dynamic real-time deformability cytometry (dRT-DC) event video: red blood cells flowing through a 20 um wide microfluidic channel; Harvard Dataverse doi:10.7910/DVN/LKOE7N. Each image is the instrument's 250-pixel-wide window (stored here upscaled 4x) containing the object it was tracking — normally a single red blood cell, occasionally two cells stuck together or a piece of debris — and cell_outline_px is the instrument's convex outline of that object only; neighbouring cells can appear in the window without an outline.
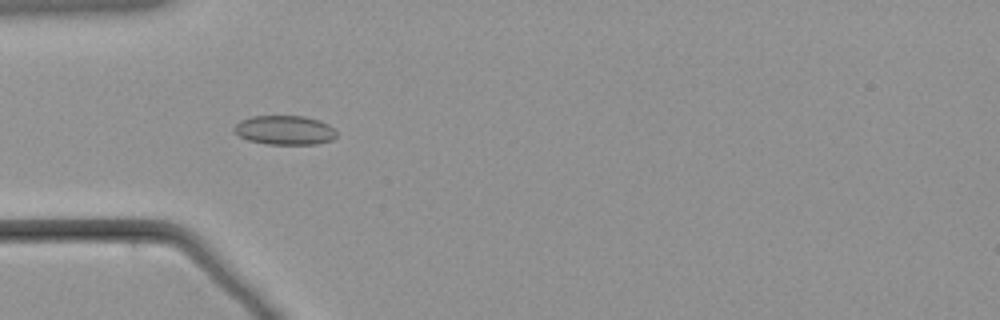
{"species": "common noctule bat (a hibernating species)", "species_latin": "Nyctalus noctula", "temperature_condition": "warm", "stored_images_in_passage": 46, "camera_frame_rate_fps": 3000, "um_per_image_px": 0.085, "animal": {"sex": "male", "body_mass_g": 21.5, "forearm_length_mm": 52.0}, "frame": {"image": 1, "passage_image": 5, "time_ms": 1.333, "image_size_px": [1000, 320], "cell_outline_px": [[336, 136], [332, 140], [316, 144], [268, 144], [248, 140], [240, 136], [232, 128], [240, 120], [252, 116], [304, 116], [320, 120], [328, 124], [336, 132]], "centroid_in_image_um": [24.2, 11.06], "position_along_channel_um": 60.8, "area_um2": 17.4}}
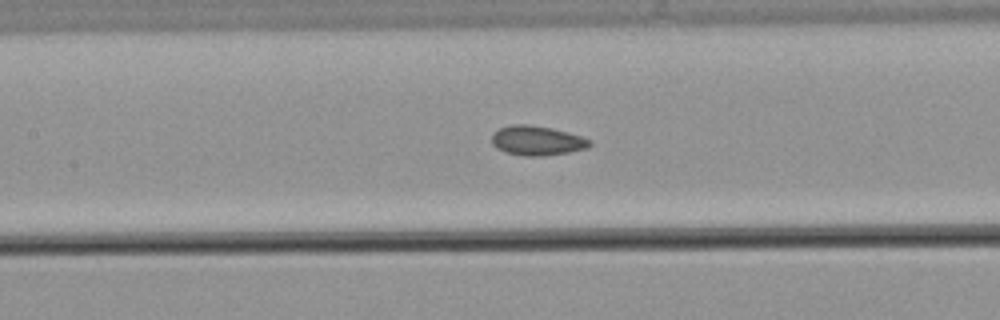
{"frame": {"image": 2, "passage_image": 14, "time_ms": 4.333, "image_size_px": [1000, 320], "cell_outline_px": [[592, 144], [588, 148], [568, 152], [544, 156], [524, 156], [504, 152], [496, 148], [492, 144], [492, 132], [500, 128], [512, 124], [528, 124], [552, 128], [568, 132], [592, 140]], "centroid_in_image_um": [45.63, 11.95], "position_along_channel_um": 161.8, "area_um2": 17.05}}
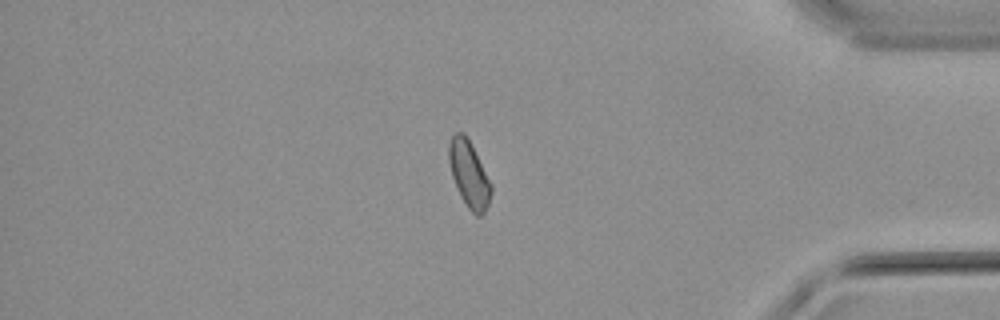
{"frame": {"image": 3, "passage_image": 37, "time_ms": 12.0, "image_size_px": [1000, 320], "cell_outline_px": [[492, 192], [488, 204], [484, 212], [480, 216], [476, 216], [468, 208], [460, 196], [452, 176], [448, 160], [448, 144], [452, 136], [456, 132], [464, 132], [492, 184]], "centroid_in_image_um": [39.86, 14.82], "position_along_channel_um": 395.3, "area_um2": 16.18}}